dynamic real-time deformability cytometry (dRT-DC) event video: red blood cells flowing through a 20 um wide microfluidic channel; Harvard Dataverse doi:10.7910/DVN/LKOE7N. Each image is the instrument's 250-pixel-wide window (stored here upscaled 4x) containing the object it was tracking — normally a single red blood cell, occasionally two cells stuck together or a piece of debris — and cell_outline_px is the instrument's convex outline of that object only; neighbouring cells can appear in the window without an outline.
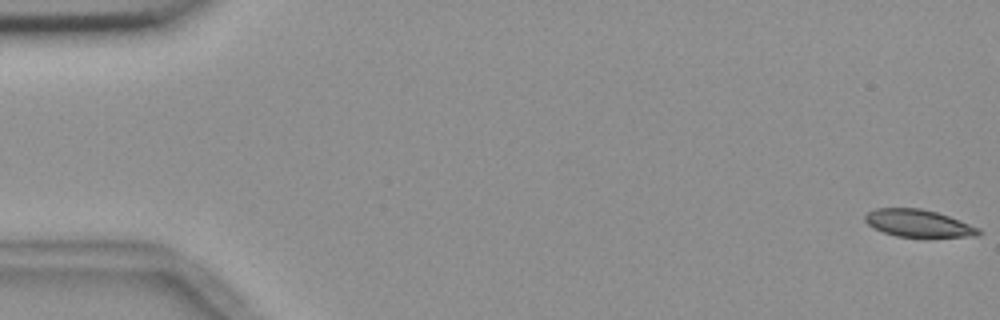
{"species": "common noctule bat (a hibernating species)", "species_latin": "Nyctalus noctula", "temperature_condition": "room temperature", "stored_images_in_passage": 57, "camera_frame_rate_fps": 3000, "um_per_image_px": 0.085, "animal": {"sex": "female", "body_mass_g": 18.4}, "frame": {"image": 1, "passage_image": 1, "time_ms": 0.0, "image_size_px": [1000, 320], "cell_outline_px": [[980, 236], [896, 236], [884, 232], [868, 224], [864, 220], [864, 216], [868, 212], [876, 208], [920, 208], [936, 212], [960, 220], [980, 228]], "centroid_in_image_um": [78.06, 18.96], "position_along_channel_um": 6.9, "area_um2": 17.74}}
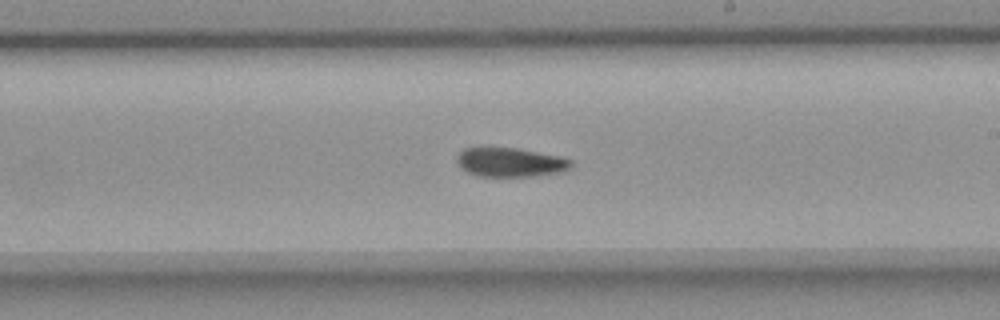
{"frame": {"image": 2, "passage_image": 33, "time_ms": 10.667, "image_size_px": [1000, 320], "cell_outline_px": [[572, 164], [564, 172], [532, 176], [476, 176], [460, 168], [456, 160], [456, 156], [464, 148], [516, 148], [560, 156], [572, 160]], "centroid_in_image_um": [43.37, 13.8], "position_along_channel_um": 245.6, "area_um2": 19.36}}
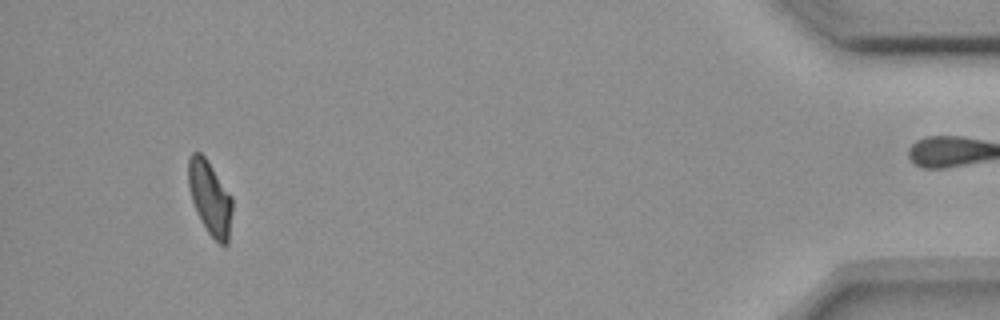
{"frame": {"image": 3, "passage_image": 53, "time_ms": 17.333, "image_size_px": [1000, 320], "cell_outline_px": [[232, 212], [228, 244], [220, 244], [208, 232], [200, 220], [192, 200], [188, 188], [188, 156], [192, 152], [200, 152], [204, 156], [232, 196]], "centroid_in_image_um": [17.84, 16.8], "position_along_channel_um": 417.4, "area_um2": 18.84}, "authors_computed_cell_mechanics": {"area_um2": 19.5942, "velocity_mm_per_s": 3.6387, "shape_relaxation_time_tau1_ms": 6.6162, "shape_relaxation_time_tau2_ms": 5.3973, "deformation_change_tau1": 0.1548, "deformation_change_tau2": 0.1037}}